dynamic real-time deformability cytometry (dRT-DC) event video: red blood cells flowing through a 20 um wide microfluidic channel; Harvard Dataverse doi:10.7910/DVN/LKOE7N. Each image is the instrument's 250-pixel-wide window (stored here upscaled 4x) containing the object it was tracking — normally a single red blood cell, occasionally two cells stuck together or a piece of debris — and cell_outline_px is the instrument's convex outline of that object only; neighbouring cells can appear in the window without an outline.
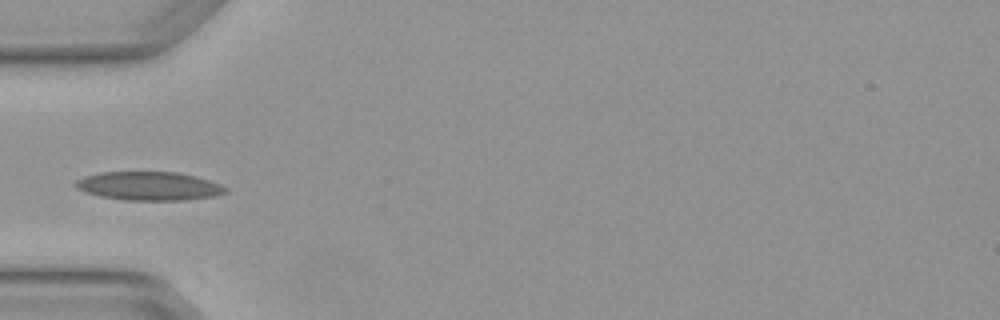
{"species": "Egyptian fruit bat (a non-hibernating species)", "species_latin": "Rousettus aegyptiacus", "temperature_condition": "warm", "stored_images_in_passage": 4, "camera_frame_rate_fps": 3000, "um_per_image_px": 0.085, "animal": {"sex": "female"}, "frame": {"image": 1, "passage_image": 3, "time_ms": 0.667, "image_size_px": [1000, 320], "cell_outline_px": [[228, 192], [212, 196], [184, 200], [128, 200], [100, 196], [84, 192], [76, 188], [72, 184], [76, 180], [84, 176], [100, 172], [176, 172], [196, 176], [220, 184], [228, 188]], "centroid_in_image_um": [12.63, 15.81], "position_along_channel_um": 72.4, "area_um2": 25.03}}
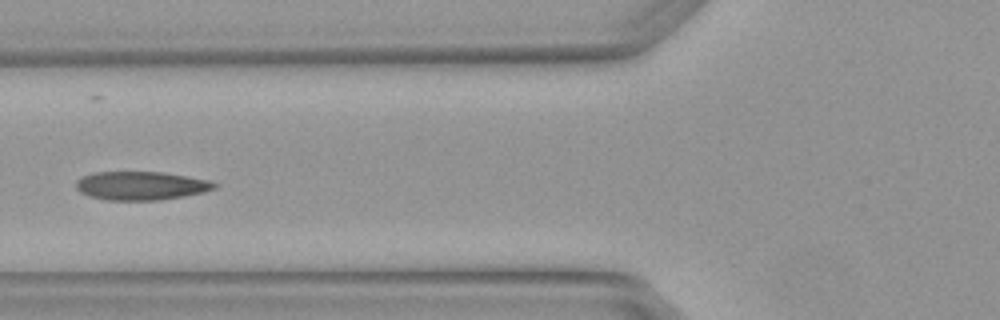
{"frame": {"image": 2, "passage_image": 4, "time_ms": 1.0, "image_size_px": [1000, 320], "cell_outline_px": [[220, 184], [216, 188], [204, 192], [184, 196], [160, 200], [104, 200], [88, 196], [80, 192], [76, 188], [76, 180], [92, 172], [164, 172], [188, 176], [208, 180]], "centroid_in_image_um": [12.0, 15.78], "position_along_channel_um": 113.8, "area_um2": 23.24}}